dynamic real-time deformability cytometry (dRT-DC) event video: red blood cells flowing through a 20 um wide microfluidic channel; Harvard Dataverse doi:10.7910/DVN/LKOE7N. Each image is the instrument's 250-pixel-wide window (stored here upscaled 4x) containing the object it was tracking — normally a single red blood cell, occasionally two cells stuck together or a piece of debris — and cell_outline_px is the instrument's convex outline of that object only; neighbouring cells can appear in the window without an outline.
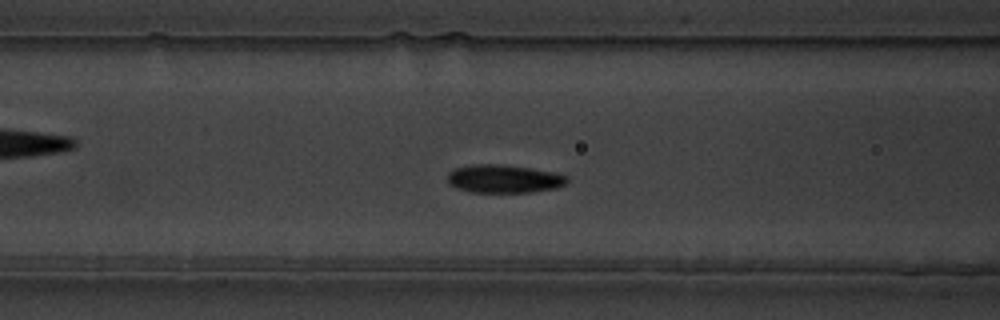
{"species": "common noctule bat (a hibernating species)", "species_latin": "Nyctalus noctula", "temperature_condition": "warm", "stored_images_in_passage": 53, "camera_frame_rate_fps": 3000, "um_per_image_px": 0.085, "animal": {"sex": "male", "body_mass_g": 19.5, "forearm_length_mm": 54.6}, "frame": {"image": 1, "passage_image": 17, "time_ms": 5.333, "image_size_px": [1000, 320], "cell_outline_px": [[568, 184], [556, 188], [532, 192], [468, 192], [456, 188], [448, 184], [448, 172], [456, 168], [476, 164], [500, 164], [556, 172], [568, 176]], "centroid_in_image_um": [42.85, 15.21], "position_along_channel_um": 123.7, "area_um2": 19.77}}
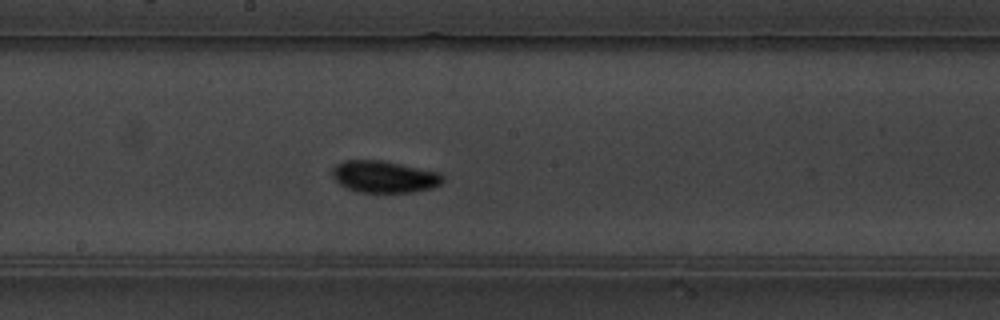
{"frame": {"image": 2, "passage_image": 25, "time_ms": 8.0, "image_size_px": [1000, 320], "cell_outline_px": [[444, 180], [440, 184], [432, 188], [412, 192], [356, 192], [340, 184], [332, 176], [332, 168], [336, 164], [344, 160], [384, 160], [440, 172], [444, 176]], "centroid_in_image_um": [32.67, 15.01], "position_along_channel_um": 215.5, "area_um2": 20.69}}
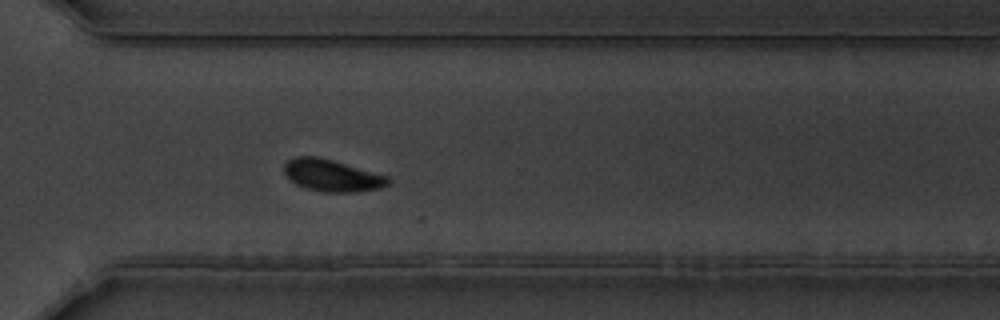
{"frame": {"image": 3, "passage_image": 36, "time_ms": 11.667, "image_size_px": [1000, 320], "cell_outline_px": [[392, 180], [388, 184], [380, 188], [356, 192], [324, 192], [304, 188], [296, 184], [284, 172], [284, 164], [288, 160], [296, 156], [316, 156], [332, 160], [388, 176]], "centroid_in_image_um": [28.22, 14.92], "position_along_channel_um": 342.4, "area_um2": 19.25}, "authors_computed_cell_mechanics": {"area_um2": 19.074, "velocity_mm_per_s": 3.4556, "shape_relaxation_time_tau1_ms": 2.8056, "shape_relaxation_time_tau2_ms": null, "deformation_change_tau1": 0.1241, "deformation_change_tau2": null}}